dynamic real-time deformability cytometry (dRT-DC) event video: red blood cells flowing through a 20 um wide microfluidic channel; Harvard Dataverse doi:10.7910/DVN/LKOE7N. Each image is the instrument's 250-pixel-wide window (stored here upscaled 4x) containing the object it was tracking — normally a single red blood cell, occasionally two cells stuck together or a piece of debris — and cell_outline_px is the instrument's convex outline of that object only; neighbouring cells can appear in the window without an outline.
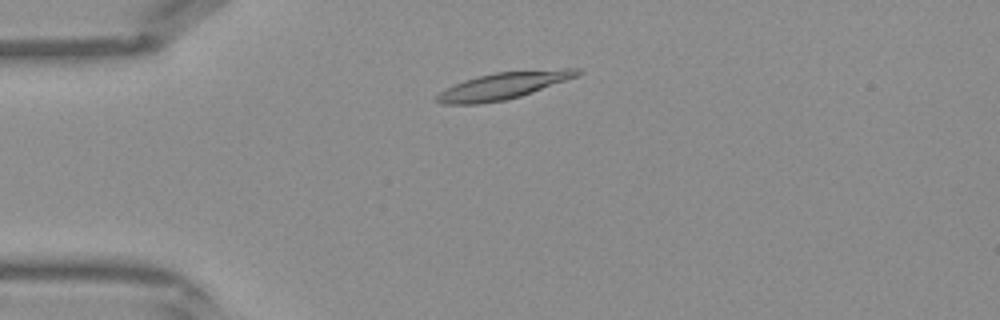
{"species": "Egyptian fruit bat (a non-hibernating species)", "species_latin": "Rousettus aegyptiacus", "temperature_condition": "warm", "stored_images_in_passage": 39, "camera_frame_rate_fps": 3000, "um_per_image_px": 0.085, "frame": {"image": 1, "passage_image": 7, "time_ms": 2.0, "image_size_px": [1000, 320], "cell_outline_px": [[584, 72], [576, 76], [532, 92], [520, 96], [504, 100], [480, 104], [444, 104], [436, 100], [436, 96], [440, 92], [464, 80], [476, 76], [496, 72], [564, 68], [580, 68]], "centroid_in_image_um": [42.8, 7.27], "position_along_channel_um": 42.2, "area_um2": 21.73}}
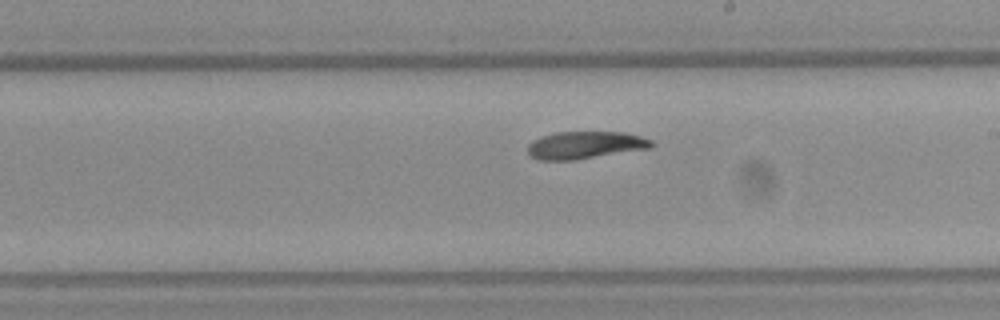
{"frame": {"image": 2, "passage_image": 21, "time_ms": 6.667, "image_size_px": [1000, 320], "cell_outline_px": [[656, 144], [652, 148], [576, 160], [536, 160], [528, 152], [528, 144], [532, 140], [540, 136], [556, 132], [624, 132], [640, 136], [652, 140]], "centroid_in_image_um": [49.76, 12.33], "position_along_channel_um": 239.2, "area_um2": 20.06}}
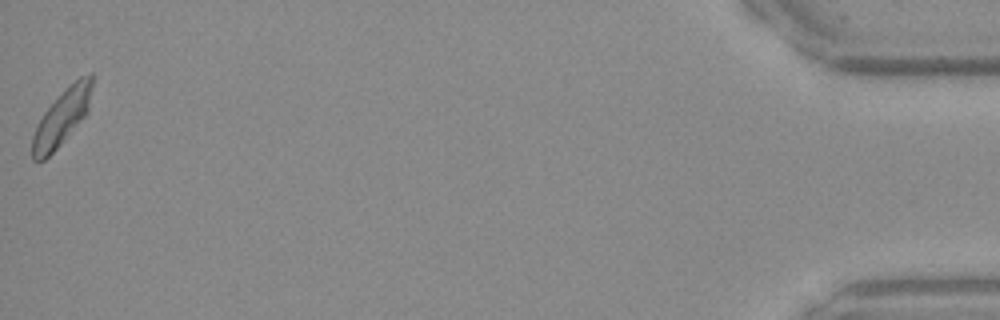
{"frame": {"image": 3, "passage_image": 39, "time_ms": 12.667, "image_size_px": [1000, 320], "cell_outline_px": [[92, 84], [88, 112], [56, 148], [44, 160], [32, 160], [32, 136], [44, 112], [68, 84], [80, 76], [92, 72]], "centroid_in_image_um": [5.26, 9.93], "position_along_channel_um": 429.9, "area_um2": 19.02}}